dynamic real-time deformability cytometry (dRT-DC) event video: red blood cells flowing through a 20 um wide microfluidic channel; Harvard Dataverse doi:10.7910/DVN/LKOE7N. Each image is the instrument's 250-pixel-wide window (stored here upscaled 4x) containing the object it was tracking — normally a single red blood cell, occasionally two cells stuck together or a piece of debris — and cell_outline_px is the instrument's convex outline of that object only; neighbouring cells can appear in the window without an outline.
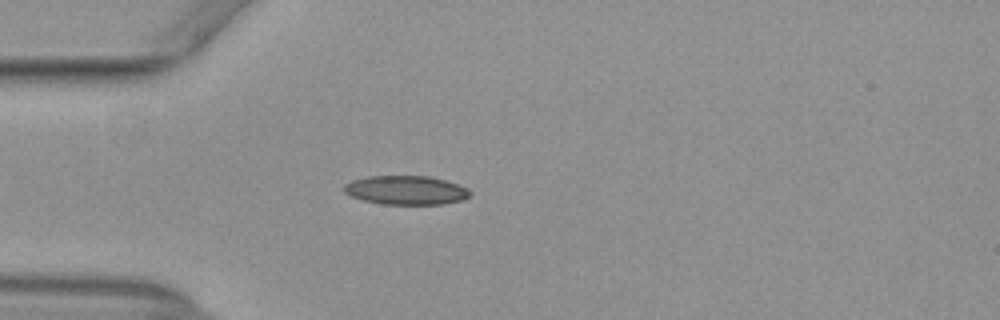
{"species": "common noctule bat (a hibernating species)", "species_latin": "Nyctalus noctula", "temperature_condition": "warm", "stored_images_in_passage": 53, "camera_frame_rate_fps": 3000, "um_per_image_px": 0.085, "animal": {"sex": "female", "body_mass_g": 29.2, "forearm_length_mm": 56.3}, "frame": {"image": 1, "passage_image": 15, "time_ms": 4.667, "image_size_px": [1000, 320], "cell_outline_px": [[472, 192], [468, 196], [460, 200], [440, 204], [380, 204], [348, 196], [344, 192], [344, 184], [352, 180], [368, 176], [428, 176], [444, 180], [468, 188]], "centroid_in_image_um": [34.46, 16.16], "position_along_channel_um": 50.5, "area_um2": 21.15}}
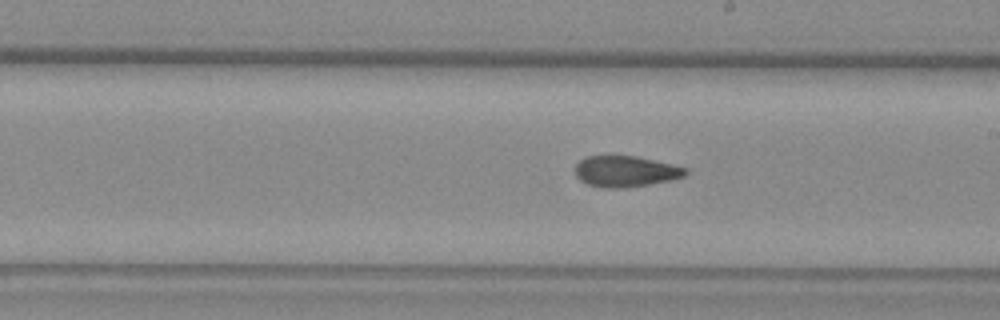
{"frame": {"image": 2, "passage_image": 30, "time_ms": 9.667, "image_size_px": [1000, 320], "cell_outline_px": [[688, 172], [684, 176], [672, 180], [628, 188], [604, 188], [588, 184], [580, 180], [576, 176], [576, 164], [584, 156], [636, 156], [688, 168]], "centroid_in_image_um": [53.18, 14.57], "position_along_channel_um": 235.8, "area_um2": 20.0}}
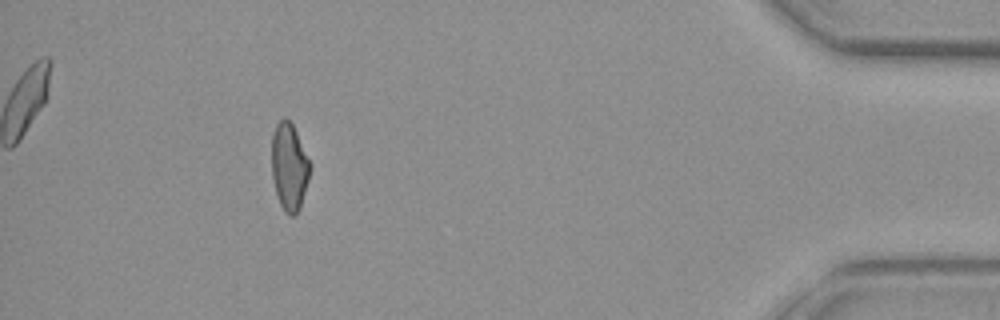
{"frame": {"image": 3, "passage_image": 48, "time_ms": 15.667, "image_size_px": [1000, 320], "cell_outline_px": [[308, 180], [300, 208], [296, 216], [288, 216], [284, 212], [280, 204], [276, 192], [272, 176], [272, 132], [276, 124], [284, 116], [292, 124], [296, 132], [308, 160]], "centroid_in_image_um": [24.55, 14.21], "position_along_channel_um": 410.7, "area_um2": 19.13}, "authors_computed_cell_mechanics": {"area_um2": 20.23, "velocity_mm_per_s": 3.9358, "shape_relaxation_time_tau1_ms": null, "shape_relaxation_time_tau2_ms": 4.0796, "deformation_change_tau1": null, "deformation_change_tau2": 0.116}}